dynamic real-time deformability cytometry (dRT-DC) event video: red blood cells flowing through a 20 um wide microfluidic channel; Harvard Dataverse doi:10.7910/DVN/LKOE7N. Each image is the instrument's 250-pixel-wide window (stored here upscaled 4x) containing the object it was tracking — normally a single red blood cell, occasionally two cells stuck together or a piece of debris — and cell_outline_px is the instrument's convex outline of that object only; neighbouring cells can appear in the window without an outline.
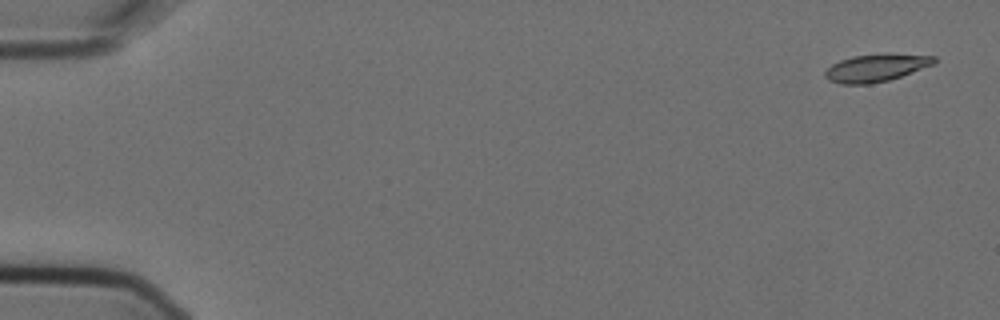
{"species": "Egyptian fruit bat (a non-hibernating species)", "species_latin": "Rousettus aegyptiacus", "temperature_condition": "cold", "stored_images_in_passage": 5, "camera_frame_rate_fps": 3000, "um_per_image_px": 0.085, "animal": {"sex": "female"}, "frame": {"image": 1, "passage_image": 1, "time_ms": 0.0, "image_size_px": [1000, 320], "cell_outline_px": [[936, 60], [932, 64], [900, 76], [888, 80], [868, 84], [840, 84], [828, 80], [824, 76], [824, 72], [832, 64], [840, 60], [852, 56], [888, 52], [936, 56]], "centroid_in_image_um": [74.43, 5.74], "position_along_channel_um": 10.6, "area_um2": 17.63}}
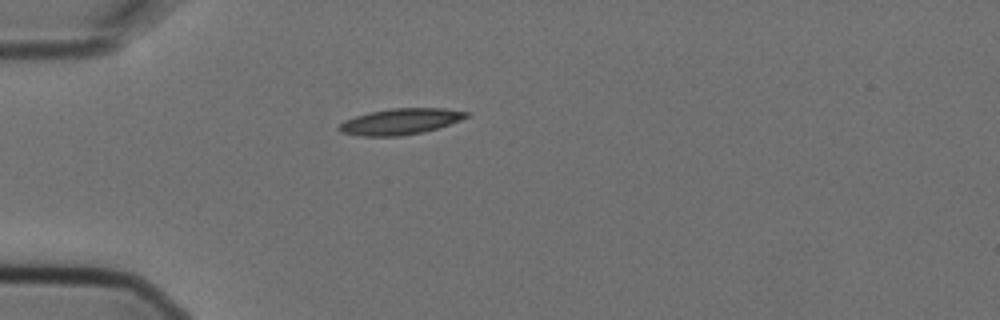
{"frame": {"image": 2, "passage_image": 5, "time_ms": 1.333, "image_size_px": [1000, 320], "cell_outline_px": [[468, 116], [460, 120], [424, 132], [400, 136], [360, 136], [340, 132], [336, 128], [344, 120], [356, 116], [372, 112], [392, 108], [444, 108], [468, 112]], "centroid_in_image_um": [34.0, 10.33], "position_along_channel_um": 51.0, "area_um2": 19.13}}